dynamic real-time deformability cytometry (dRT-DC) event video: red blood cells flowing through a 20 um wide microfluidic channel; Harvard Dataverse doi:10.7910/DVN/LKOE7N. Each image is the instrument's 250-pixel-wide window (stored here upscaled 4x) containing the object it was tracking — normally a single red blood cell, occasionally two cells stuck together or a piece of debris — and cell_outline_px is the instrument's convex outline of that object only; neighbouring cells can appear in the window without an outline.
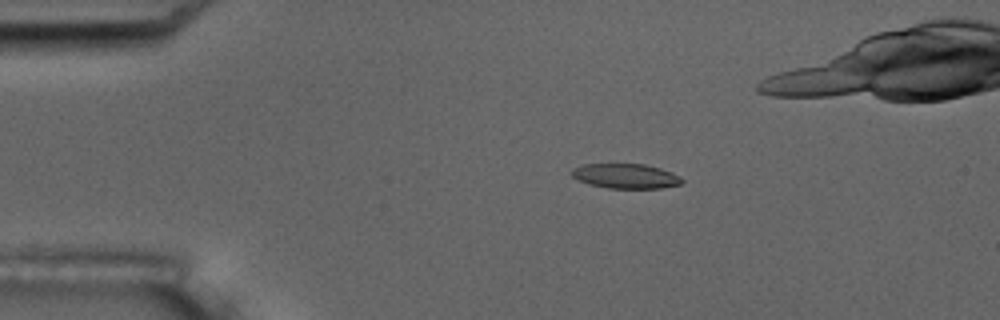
{"species": "common noctule bat (a hibernating species)", "species_latin": "Nyctalus noctula", "temperature_condition": "room temperature", "stored_images_in_passage": 5, "camera_frame_rate_fps": 3000, "um_per_image_px": 0.085, "animal": {"sex": "male", "body_mass_g": 17.5, "forearm_length_mm": 52.3}, "frame": {"image": 1, "passage_image": 3, "time_ms": 2.333, "image_size_px": [1000, 320], "cell_outline_px": [[684, 180], [680, 184], [660, 188], [608, 188], [588, 184], [572, 176], [572, 168], [580, 164], [644, 164], [660, 168], [672, 172], [680, 176]], "centroid_in_image_um": [53.18, 14.96], "position_along_channel_um": 31.8, "area_um2": 15.9}}